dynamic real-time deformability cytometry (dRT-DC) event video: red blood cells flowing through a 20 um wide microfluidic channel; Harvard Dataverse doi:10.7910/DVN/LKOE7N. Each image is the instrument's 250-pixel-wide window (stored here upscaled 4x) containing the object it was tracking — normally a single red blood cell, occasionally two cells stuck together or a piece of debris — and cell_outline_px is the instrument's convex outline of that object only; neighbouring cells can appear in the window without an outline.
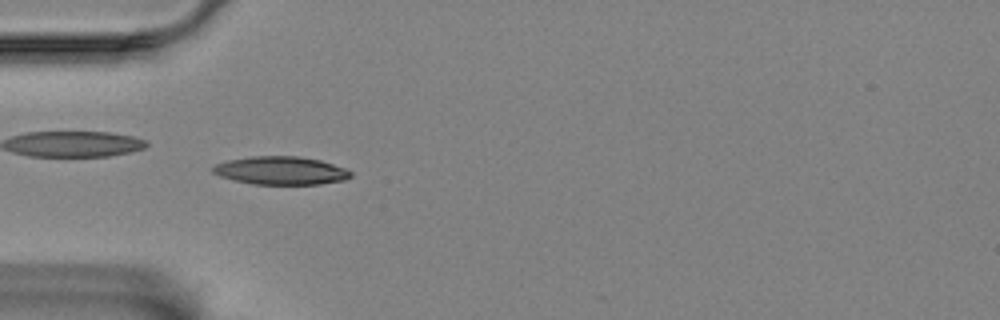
{"species": "Egyptian fruit bat (a non-hibernating species)", "species_latin": "Rousettus aegyptiacus", "temperature_condition": "room temperature", "stored_images_in_passage": 39, "camera_frame_rate_fps": 3000, "um_per_image_px": 0.085, "animal": {"sex": "female"}, "frame": {"image": 1, "passage_image": 6, "time_ms": 1.667, "image_size_px": [1000, 320], "cell_outline_px": [[352, 176], [344, 180], [320, 184], [252, 184], [220, 176], [212, 172], [212, 168], [216, 164], [228, 160], [248, 156], [300, 156], [320, 160], [344, 168], [352, 172]], "centroid_in_image_um": [23.87, 14.49], "position_along_channel_um": 61.1, "area_um2": 22.54}}
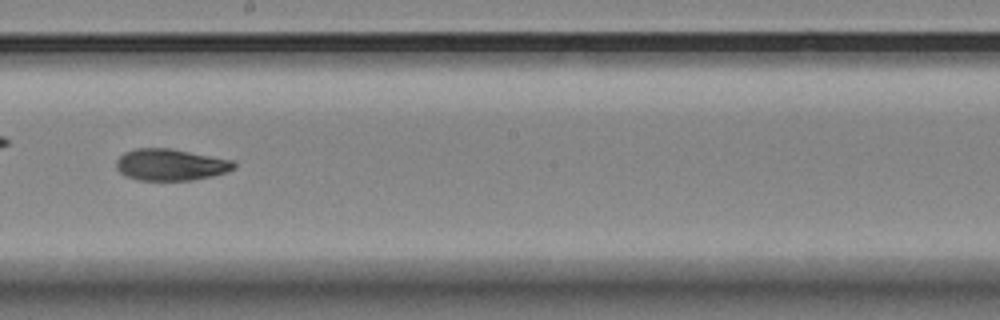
{"frame": {"image": 2, "passage_image": 21, "time_ms": 6.667, "image_size_px": [1000, 320], "cell_outline_px": [[236, 168], [228, 172], [212, 176], [192, 180], [136, 180], [124, 176], [116, 168], [116, 160], [124, 152], [136, 148], [168, 148], [236, 160]], "centroid_in_image_um": [14.52, 14.0], "position_along_channel_um": 233.7, "area_um2": 21.96}}
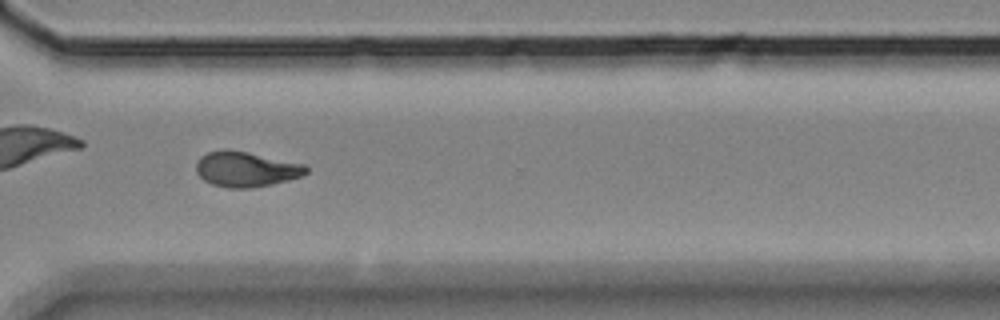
{"frame": {"image": 3, "passage_image": 31, "time_ms": 10.0, "image_size_px": [1000, 320], "cell_outline_px": [[308, 172], [304, 176], [272, 184], [248, 188], [228, 188], [212, 184], [204, 180], [196, 172], [196, 164], [200, 156], [208, 152], [224, 148], [248, 152], [304, 164], [308, 168]], "centroid_in_image_um": [20.91, 14.37], "position_along_channel_um": 349.7, "area_um2": 22.66}, "authors_computed_cell_mechanics": {"area_um2": 22.0796, "velocity_mm_per_s": 3.4782, "shape_relaxation_time_tau1_ms": 8.2629, "shape_relaxation_time_tau2_ms": 4.7857, "deformation_change_tau1": 0.1942, "deformation_change_tau2": 0.1073}}